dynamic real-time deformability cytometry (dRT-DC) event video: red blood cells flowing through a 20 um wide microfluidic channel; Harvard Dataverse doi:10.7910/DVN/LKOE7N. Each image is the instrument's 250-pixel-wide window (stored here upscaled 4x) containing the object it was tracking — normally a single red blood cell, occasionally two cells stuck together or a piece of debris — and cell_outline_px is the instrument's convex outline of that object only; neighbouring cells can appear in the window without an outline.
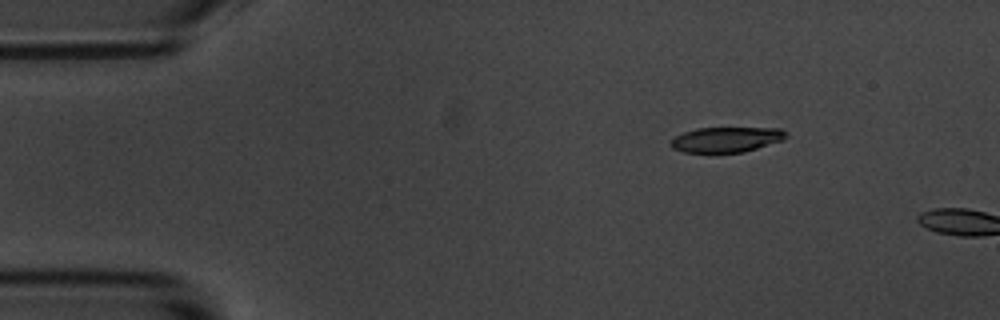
{"species": "common noctule bat (a hibernating species)", "species_latin": "Nyctalus noctula", "temperature_condition": "room temperature", "stored_images_in_passage": 3, "camera_frame_rate_fps": 3000, "um_per_image_px": 0.085, "animal": {"sex": "male", "body_mass_g": 20.1, "forearm_length_mm": 53.5}, "frame": {"image": 1, "passage_image": 2, "time_ms": 2.0, "image_size_px": [1000, 320], "cell_outline_px": [[788, 136], [784, 140], [744, 152], [684, 152], [672, 148], [668, 144], [676, 136], [684, 132], [696, 128], [780, 128], [788, 132]], "centroid_in_image_um": [61.77, 11.85], "position_along_channel_um": 23.2, "area_um2": 16.99}}